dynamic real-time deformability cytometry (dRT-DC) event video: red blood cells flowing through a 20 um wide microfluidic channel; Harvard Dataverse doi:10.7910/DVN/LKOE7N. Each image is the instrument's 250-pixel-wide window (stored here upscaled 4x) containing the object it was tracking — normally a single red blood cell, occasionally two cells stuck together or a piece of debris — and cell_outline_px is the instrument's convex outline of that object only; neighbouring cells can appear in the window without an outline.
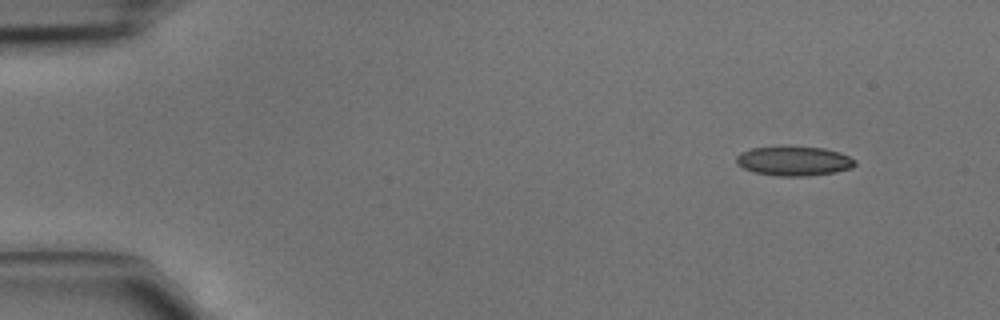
{"species": "common noctule bat (a hibernating species)", "species_latin": "Nyctalus noctula", "temperature_condition": "cold", "stored_images_in_passage": 4, "camera_frame_rate_fps": 3000, "um_per_image_px": 0.085, "animal": {"sex": "male", "body_mass_g": 15.6}, "frame": {"image": 1, "passage_image": 2, "time_ms": 0.333, "image_size_px": [1000, 320], "cell_outline_px": [[856, 164], [852, 168], [836, 172], [804, 176], [776, 176], [756, 172], [744, 168], [736, 164], [736, 156], [740, 152], [752, 148], [788, 144], [824, 148], [840, 152], [856, 160]], "centroid_in_image_um": [67.48, 13.65], "position_along_channel_um": 17.5, "area_um2": 20.98}}